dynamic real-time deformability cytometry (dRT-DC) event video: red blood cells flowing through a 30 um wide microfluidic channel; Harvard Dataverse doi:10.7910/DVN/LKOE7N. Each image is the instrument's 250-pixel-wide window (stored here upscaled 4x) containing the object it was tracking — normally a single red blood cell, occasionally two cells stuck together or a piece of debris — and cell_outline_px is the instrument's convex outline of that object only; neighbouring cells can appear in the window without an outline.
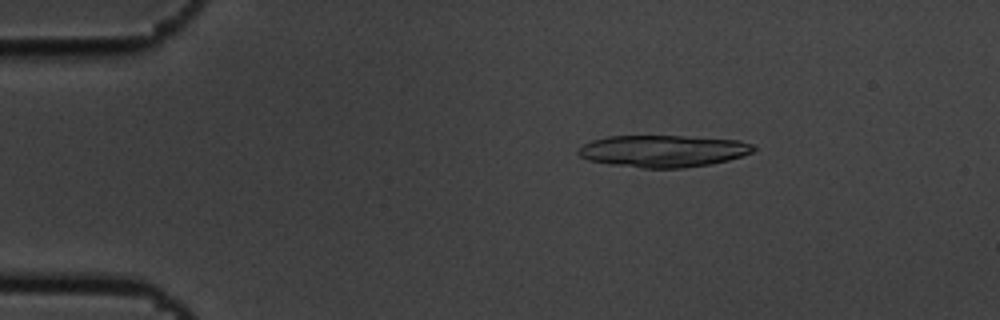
{"species": "common noctule bat (a hibernating species)", "species_latin": "Nyctalus noctula", "temperature_condition": "cold", "stored_images_in_passage": 5, "camera_frame_rate_fps": 3000, "um_per_image_px": 0.085, "animal": {"sex": "male", "body_mass_g": 19.5, "forearm_length_mm": 54.6}, "frame": {"image": 1, "passage_image": 2, "time_ms": 0.333, "image_size_px": [1000, 320], "cell_outline_px": [[756, 148], [752, 152], [728, 160], [708, 164], [684, 168], [644, 168], [612, 164], [588, 160], [580, 156], [576, 152], [584, 144], [592, 140], [608, 136], [684, 136], [740, 140], [752, 144]], "centroid_in_image_um": [56.36, 12.83], "position_along_channel_um": 28.6, "area_um2": 32.43}}